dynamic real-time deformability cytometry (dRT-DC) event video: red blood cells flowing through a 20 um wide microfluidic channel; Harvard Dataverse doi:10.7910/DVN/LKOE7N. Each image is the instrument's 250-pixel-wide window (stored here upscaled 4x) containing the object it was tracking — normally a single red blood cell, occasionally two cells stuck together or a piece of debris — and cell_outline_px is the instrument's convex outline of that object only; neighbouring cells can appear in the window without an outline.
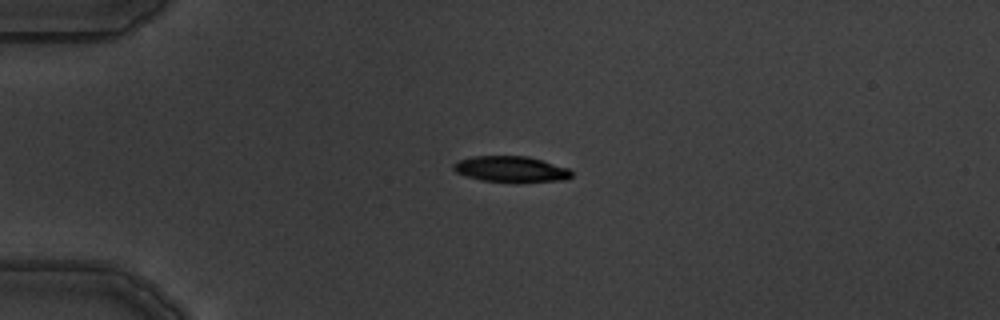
{"species": "common noctule bat (a hibernating species)", "species_latin": "Nyctalus noctula", "temperature_condition": "warm", "stored_images_in_passage": 4, "camera_frame_rate_fps": 3000, "um_per_image_px": 0.085, "animal": {"sex": "male", "body_mass_g": 19.5, "forearm_length_mm": 54.6}, "frame": {"image": 1, "passage_image": 3, "time_ms": 3.333, "image_size_px": [1000, 320], "cell_outline_px": [[572, 176], [568, 180], [484, 180], [468, 176], [456, 172], [452, 168], [452, 164], [456, 160], [472, 156], [528, 156], [568, 168], [572, 172]], "centroid_in_image_um": [43.39, 14.33], "position_along_channel_um": 41.6, "area_um2": 17.17}}